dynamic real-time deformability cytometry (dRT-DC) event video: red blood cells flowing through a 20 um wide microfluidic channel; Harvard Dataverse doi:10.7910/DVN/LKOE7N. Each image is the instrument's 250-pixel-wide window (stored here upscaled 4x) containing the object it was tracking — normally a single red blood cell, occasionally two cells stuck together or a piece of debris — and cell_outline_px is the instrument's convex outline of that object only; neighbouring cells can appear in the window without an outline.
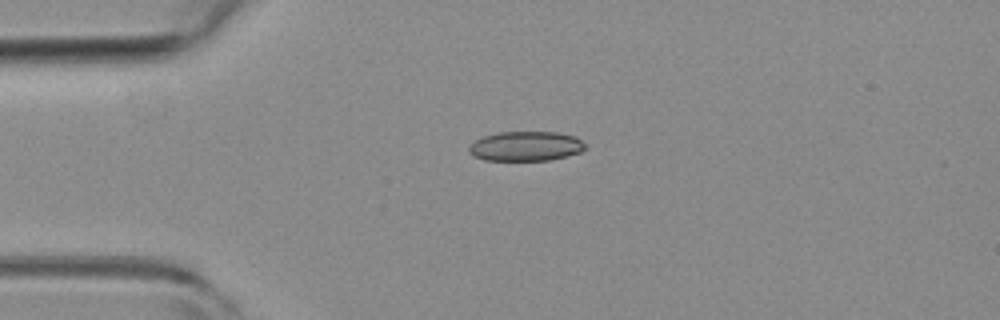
{"species": "common noctule bat (a hibernating species)", "species_latin": "Nyctalus noctula", "temperature_condition": "room temperature", "stored_images_in_passage": 4, "camera_frame_rate_fps": 3000, "um_per_image_px": 0.085, "animal": {"sex": "female", "body_mass_g": 19.3, "forearm_length_mm": 54.1}, "frame": {"image": 1, "passage_image": 4, "time_ms": 1.0, "image_size_px": [1000, 320], "cell_outline_px": [[584, 148], [580, 152], [568, 156], [548, 160], [484, 160], [472, 156], [468, 152], [468, 148], [476, 140], [484, 136], [500, 132], [556, 132], [572, 136], [580, 140], [584, 144]], "centroid_in_image_um": [44.65, 12.43], "position_along_channel_um": 40.4, "area_um2": 19.88}}